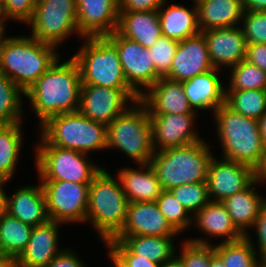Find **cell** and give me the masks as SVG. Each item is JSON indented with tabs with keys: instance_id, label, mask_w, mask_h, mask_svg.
<instances>
[{
	"instance_id": "obj_33",
	"label": "cell",
	"mask_w": 266,
	"mask_h": 267,
	"mask_svg": "<svg viewBox=\"0 0 266 267\" xmlns=\"http://www.w3.org/2000/svg\"><path fill=\"white\" fill-rule=\"evenodd\" d=\"M250 235L232 242H220L214 246L215 253L225 267H257L259 256Z\"/></svg>"
},
{
	"instance_id": "obj_9",
	"label": "cell",
	"mask_w": 266,
	"mask_h": 267,
	"mask_svg": "<svg viewBox=\"0 0 266 267\" xmlns=\"http://www.w3.org/2000/svg\"><path fill=\"white\" fill-rule=\"evenodd\" d=\"M39 138L40 144L35 148V166L39 180L91 183L102 170L99 165L88 159V154L51 146L42 137Z\"/></svg>"
},
{
	"instance_id": "obj_57",
	"label": "cell",
	"mask_w": 266,
	"mask_h": 267,
	"mask_svg": "<svg viewBox=\"0 0 266 267\" xmlns=\"http://www.w3.org/2000/svg\"><path fill=\"white\" fill-rule=\"evenodd\" d=\"M6 0H0V11L2 10Z\"/></svg>"
},
{
	"instance_id": "obj_17",
	"label": "cell",
	"mask_w": 266,
	"mask_h": 267,
	"mask_svg": "<svg viewBox=\"0 0 266 267\" xmlns=\"http://www.w3.org/2000/svg\"><path fill=\"white\" fill-rule=\"evenodd\" d=\"M214 69L202 32L179 41L170 71L164 76L183 82Z\"/></svg>"
},
{
	"instance_id": "obj_40",
	"label": "cell",
	"mask_w": 266,
	"mask_h": 267,
	"mask_svg": "<svg viewBox=\"0 0 266 267\" xmlns=\"http://www.w3.org/2000/svg\"><path fill=\"white\" fill-rule=\"evenodd\" d=\"M109 260L115 267H161L150 259L135 255L122 241L110 239L106 244Z\"/></svg>"
},
{
	"instance_id": "obj_47",
	"label": "cell",
	"mask_w": 266,
	"mask_h": 267,
	"mask_svg": "<svg viewBox=\"0 0 266 267\" xmlns=\"http://www.w3.org/2000/svg\"><path fill=\"white\" fill-rule=\"evenodd\" d=\"M245 60L266 72V43L247 44Z\"/></svg>"
},
{
	"instance_id": "obj_23",
	"label": "cell",
	"mask_w": 266,
	"mask_h": 267,
	"mask_svg": "<svg viewBox=\"0 0 266 267\" xmlns=\"http://www.w3.org/2000/svg\"><path fill=\"white\" fill-rule=\"evenodd\" d=\"M60 223L49 220L33 227L26 249L18 258V267H46L62 250L58 248Z\"/></svg>"
},
{
	"instance_id": "obj_52",
	"label": "cell",
	"mask_w": 266,
	"mask_h": 267,
	"mask_svg": "<svg viewBox=\"0 0 266 267\" xmlns=\"http://www.w3.org/2000/svg\"><path fill=\"white\" fill-rule=\"evenodd\" d=\"M6 183L8 184V182L0 179V215L4 211V206H5V194H6V192L4 191L3 187Z\"/></svg>"
},
{
	"instance_id": "obj_27",
	"label": "cell",
	"mask_w": 266,
	"mask_h": 267,
	"mask_svg": "<svg viewBox=\"0 0 266 267\" xmlns=\"http://www.w3.org/2000/svg\"><path fill=\"white\" fill-rule=\"evenodd\" d=\"M193 5L192 9H188L180 4L167 6V0H165L158 9L162 36L182 41L200 33L195 0Z\"/></svg>"
},
{
	"instance_id": "obj_4",
	"label": "cell",
	"mask_w": 266,
	"mask_h": 267,
	"mask_svg": "<svg viewBox=\"0 0 266 267\" xmlns=\"http://www.w3.org/2000/svg\"><path fill=\"white\" fill-rule=\"evenodd\" d=\"M206 143L203 139L189 145L154 153L150 164L163 190L207 181L208 168L213 155L211 147Z\"/></svg>"
},
{
	"instance_id": "obj_48",
	"label": "cell",
	"mask_w": 266,
	"mask_h": 267,
	"mask_svg": "<svg viewBox=\"0 0 266 267\" xmlns=\"http://www.w3.org/2000/svg\"><path fill=\"white\" fill-rule=\"evenodd\" d=\"M242 6L251 13L266 12V0H242Z\"/></svg>"
},
{
	"instance_id": "obj_20",
	"label": "cell",
	"mask_w": 266,
	"mask_h": 267,
	"mask_svg": "<svg viewBox=\"0 0 266 267\" xmlns=\"http://www.w3.org/2000/svg\"><path fill=\"white\" fill-rule=\"evenodd\" d=\"M140 101L149 114L197 113L189 105L182 82L166 77H161L142 93Z\"/></svg>"
},
{
	"instance_id": "obj_5",
	"label": "cell",
	"mask_w": 266,
	"mask_h": 267,
	"mask_svg": "<svg viewBox=\"0 0 266 267\" xmlns=\"http://www.w3.org/2000/svg\"><path fill=\"white\" fill-rule=\"evenodd\" d=\"M128 204L119 179L116 181L102 168L89 186L87 222H91L104 244L121 230Z\"/></svg>"
},
{
	"instance_id": "obj_53",
	"label": "cell",
	"mask_w": 266,
	"mask_h": 267,
	"mask_svg": "<svg viewBox=\"0 0 266 267\" xmlns=\"http://www.w3.org/2000/svg\"><path fill=\"white\" fill-rule=\"evenodd\" d=\"M209 267H225L222 259L215 253L210 259Z\"/></svg>"
},
{
	"instance_id": "obj_11",
	"label": "cell",
	"mask_w": 266,
	"mask_h": 267,
	"mask_svg": "<svg viewBox=\"0 0 266 267\" xmlns=\"http://www.w3.org/2000/svg\"><path fill=\"white\" fill-rule=\"evenodd\" d=\"M50 220L62 224L87 221L89 186L60 180H39Z\"/></svg>"
},
{
	"instance_id": "obj_36",
	"label": "cell",
	"mask_w": 266,
	"mask_h": 267,
	"mask_svg": "<svg viewBox=\"0 0 266 267\" xmlns=\"http://www.w3.org/2000/svg\"><path fill=\"white\" fill-rule=\"evenodd\" d=\"M229 86L226 91L265 90L266 72L247 60L231 67Z\"/></svg>"
},
{
	"instance_id": "obj_38",
	"label": "cell",
	"mask_w": 266,
	"mask_h": 267,
	"mask_svg": "<svg viewBox=\"0 0 266 267\" xmlns=\"http://www.w3.org/2000/svg\"><path fill=\"white\" fill-rule=\"evenodd\" d=\"M184 242V243H183ZM180 246V258L184 267H209L210 259L215 254L214 245L207 238H194L183 241Z\"/></svg>"
},
{
	"instance_id": "obj_55",
	"label": "cell",
	"mask_w": 266,
	"mask_h": 267,
	"mask_svg": "<svg viewBox=\"0 0 266 267\" xmlns=\"http://www.w3.org/2000/svg\"><path fill=\"white\" fill-rule=\"evenodd\" d=\"M258 176H259L261 181L266 182V162H265V165L262 168V170L258 173Z\"/></svg>"
},
{
	"instance_id": "obj_54",
	"label": "cell",
	"mask_w": 266,
	"mask_h": 267,
	"mask_svg": "<svg viewBox=\"0 0 266 267\" xmlns=\"http://www.w3.org/2000/svg\"><path fill=\"white\" fill-rule=\"evenodd\" d=\"M5 28H6V23L3 20L2 15H1V11H0V36L5 35V32H4Z\"/></svg>"
},
{
	"instance_id": "obj_51",
	"label": "cell",
	"mask_w": 266,
	"mask_h": 267,
	"mask_svg": "<svg viewBox=\"0 0 266 267\" xmlns=\"http://www.w3.org/2000/svg\"><path fill=\"white\" fill-rule=\"evenodd\" d=\"M258 125L262 136V143L266 151V113L258 120Z\"/></svg>"
},
{
	"instance_id": "obj_45",
	"label": "cell",
	"mask_w": 266,
	"mask_h": 267,
	"mask_svg": "<svg viewBox=\"0 0 266 267\" xmlns=\"http://www.w3.org/2000/svg\"><path fill=\"white\" fill-rule=\"evenodd\" d=\"M71 248L62 249V251L56 255L46 267H86L77 253Z\"/></svg>"
},
{
	"instance_id": "obj_31",
	"label": "cell",
	"mask_w": 266,
	"mask_h": 267,
	"mask_svg": "<svg viewBox=\"0 0 266 267\" xmlns=\"http://www.w3.org/2000/svg\"><path fill=\"white\" fill-rule=\"evenodd\" d=\"M33 227L3 211L0 215V254L19 258L26 249Z\"/></svg>"
},
{
	"instance_id": "obj_28",
	"label": "cell",
	"mask_w": 266,
	"mask_h": 267,
	"mask_svg": "<svg viewBox=\"0 0 266 267\" xmlns=\"http://www.w3.org/2000/svg\"><path fill=\"white\" fill-rule=\"evenodd\" d=\"M200 31L228 28L241 23L242 0H195Z\"/></svg>"
},
{
	"instance_id": "obj_2",
	"label": "cell",
	"mask_w": 266,
	"mask_h": 267,
	"mask_svg": "<svg viewBox=\"0 0 266 267\" xmlns=\"http://www.w3.org/2000/svg\"><path fill=\"white\" fill-rule=\"evenodd\" d=\"M56 50L29 35H4L0 38V73L25 93L59 59Z\"/></svg>"
},
{
	"instance_id": "obj_32",
	"label": "cell",
	"mask_w": 266,
	"mask_h": 267,
	"mask_svg": "<svg viewBox=\"0 0 266 267\" xmlns=\"http://www.w3.org/2000/svg\"><path fill=\"white\" fill-rule=\"evenodd\" d=\"M21 124H0V179L6 182L12 180L21 155Z\"/></svg>"
},
{
	"instance_id": "obj_24",
	"label": "cell",
	"mask_w": 266,
	"mask_h": 267,
	"mask_svg": "<svg viewBox=\"0 0 266 267\" xmlns=\"http://www.w3.org/2000/svg\"><path fill=\"white\" fill-rule=\"evenodd\" d=\"M138 165L139 169H120L117 179L129 203L156 201L163 191L156 172L150 163Z\"/></svg>"
},
{
	"instance_id": "obj_25",
	"label": "cell",
	"mask_w": 266,
	"mask_h": 267,
	"mask_svg": "<svg viewBox=\"0 0 266 267\" xmlns=\"http://www.w3.org/2000/svg\"><path fill=\"white\" fill-rule=\"evenodd\" d=\"M259 183L263 184L258 176L246 189L222 201L234 225L244 236L248 235L247 228L253 229L260 210L266 202V198L255 191V186Z\"/></svg>"
},
{
	"instance_id": "obj_39",
	"label": "cell",
	"mask_w": 266,
	"mask_h": 267,
	"mask_svg": "<svg viewBox=\"0 0 266 267\" xmlns=\"http://www.w3.org/2000/svg\"><path fill=\"white\" fill-rule=\"evenodd\" d=\"M169 191L192 216L210 201L206 181L183 184L176 186Z\"/></svg>"
},
{
	"instance_id": "obj_14",
	"label": "cell",
	"mask_w": 266,
	"mask_h": 267,
	"mask_svg": "<svg viewBox=\"0 0 266 267\" xmlns=\"http://www.w3.org/2000/svg\"><path fill=\"white\" fill-rule=\"evenodd\" d=\"M257 177L258 172L248 165L213 156L206 181L209 199L222 202L246 189Z\"/></svg>"
},
{
	"instance_id": "obj_35",
	"label": "cell",
	"mask_w": 266,
	"mask_h": 267,
	"mask_svg": "<svg viewBox=\"0 0 266 267\" xmlns=\"http://www.w3.org/2000/svg\"><path fill=\"white\" fill-rule=\"evenodd\" d=\"M22 95L24 92L0 73V124L22 123Z\"/></svg>"
},
{
	"instance_id": "obj_8",
	"label": "cell",
	"mask_w": 266,
	"mask_h": 267,
	"mask_svg": "<svg viewBox=\"0 0 266 267\" xmlns=\"http://www.w3.org/2000/svg\"><path fill=\"white\" fill-rule=\"evenodd\" d=\"M72 56L77 62L82 85L133 89L124 76L116 46L106 37H88Z\"/></svg>"
},
{
	"instance_id": "obj_30",
	"label": "cell",
	"mask_w": 266,
	"mask_h": 267,
	"mask_svg": "<svg viewBox=\"0 0 266 267\" xmlns=\"http://www.w3.org/2000/svg\"><path fill=\"white\" fill-rule=\"evenodd\" d=\"M175 237L177 238V236L119 235L116 240L122 241L135 255L162 264L176 253L173 242Z\"/></svg>"
},
{
	"instance_id": "obj_12",
	"label": "cell",
	"mask_w": 266,
	"mask_h": 267,
	"mask_svg": "<svg viewBox=\"0 0 266 267\" xmlns=\"http://www.w3.org/2000/svg\"><path fill=\"white\" fill-rule=\"evenodd\" d=\"M106 37L118 50L127 83L140 96L162 77L156 71L154 60L147 48L137 41L122 36L117 30Z\"/></svg>"
},
{
	"instance_id": "obj_18",
	"label": "cell",
	"mask_w": 266,
	"mask_h": 267,
	"mask_svg": "<svg viewBox=\"0 0 266 267\" xmlns=\"http://www.w3.org/2000/svg\"><path fill=\"white\" fill-rule=\"evenodd\" d=\"M202 33L214 68H230L246 59L247 42L240 25Z\"/></svg>"
},
{
	"instance_id": "obj_44",
	"label": "cell",
	"mask_w": 266,
	"mask_h": 267,
	"mask_svg": "<svg viewBox=\"0 0 266 267\" xmlns=\"http://www.w3.org/2000/svg\"><path fill=\"white\" fill-rule=\"evenodd\" d=\"M165 0H118L119 11H155Z\"/></svg>"
},
{
	"instance_id": "obj_43",
	"label": "cell",
	"mask_w": 266,
	"mask_h": 267,
	"mask_svg": "<svg viewBox=\"0 0 266 267\" xmlns=\"http://www.w3.org/2000/svg\"><path fill=\"white\" fill-rule=\"evenodd\" d=\"M34 0H6L1 10L3 20H14L26 24L33 16Z\"/></svg>"
},
{
	"instance_id": "obj_3",
	"label": "cell",
	"mask_w": 266,
	"mask_h": 267,
	"mask_svg": "<svg viewBox=\"0 0 266 267\" xmlns=\"http://www.w3.org/2000/svg\"><path fill=\"white\" fill-rule=\"evenodd\" d=\"M212 114L222 158L248 165L259 173L266 162V151L258 121L234 112L226 104Z\"/></svg>"
},
{
	"instance_id": "obj_58",
	"label": "cell",
	"mask_w": 266,
	"mask_h": 267,
	"mask_svg": "<svg viewBox=\"0 0 266 267\" xmlns=\"http://www.w3.org/2000/svg\"><path fill=\"white\" fill-rule=\"evenodd\" d=\"M35 1V3H38V2H40V1H42V0H34Z\"/></svg>"
},
{
	"instance_id": "obj_7",
	"label": "cell",
	"mask_w": 266,
	"mask_h": 267,
	"mask_svg": "<svg viewBox=\"0 0 266 267\" xmlns=\"http://www.w3.org/2000/svg\"><path fill=\"white\" fill-rule=\"evenodd\" d=\"M116 148L137 164H147L155 153L152 124L146 106L135 101L107 125V149Z\"/></svg>"
},
{
	"instance_id": "obj_13",
	"label": "cell",
	"mask_w": 266,
	"mask_h": 267,
	"mask_svg": "<svg viewBox=\"0 0 266 267\" xmlns=\"http://www.w3.org/2000/svg\"><path fill=\"white\" fill-rule=\"evenodd\" d=\"M140 100L134 89L81 85L79 111L87 118L108 125L130 104Z\"/></svg>"
},
{
	"instance_id": "obj_41",
	"label": "cell",
	"mask_w": 266,
	"mask_h": 267,
	"mask_svg": "<svg viewBox=\"0 0 266 267\" xmlns=\"http://www.w3.org/2000/svg\"><path fill=\"white\" fill-rule=\"evenodd\" d=\"M179 41L161 36L148 50L154 60L156 71L164 77L171 69Z\"/></svg>"
},
{
	"instance_id": "obj_56",
	"label": "cell",
	"mask_w": 266,
	"mask_h": 267,
	"mask_svg": "<svg viewBox=\"0 0 266 267\" xmlns=\"http://www.w3.org/2000/svg\"><path fill=\"white\" fill-rule=\"evenodd\" d=\"M257 267H266V256L259 257Z\"/></svg>"
},
{
	"instance_id": "obj_46",
	"label": "cell",
	"mask_w": 266,
	"mask_h": 267,
	"mask_svg": "<svg viewBox=\"0 0 266 267\" xmlns=\"http://www.w3.org/2000/svg\"><path fill=\"white\" fill-rule=\"evenodd\" d=\"M256 229V236L257 238V242L256 243L258 246L254 248H258V256L262 257V256H266V202L263 204L259 216L256 219L255 225L253 227V229Z\"/></svg>"
},
{
	"instance_id": "obj_1",
	"label": "cell",
	"mask_w": 266,
	"mask_h": 267,
	"mask_svg": "<svg viewBox=\"0 0 266 267\" xmlns=\"http://www.w3.org/2000/svg\"><path fill=\"white\" fill-rule=\"evenodd\" d=\"M81 74L77 62L70 57L58 59L25 92L39 120V125L54 115L79 111Z\"/></svg>"
},
{
	"instance_id": "obj_42",
	"label": "cell",
	"mask_w": 266,
	"mask_h": 267,
	"mask_svg": "<svg viewBox=\"0 0 266 267\" xmlns=\"http://www.w3.org/2000/svg\"><path fill=\"white\" fill-rule=\"evenodd\" d=\"M241 21L247 44L266 43V12L244 11Z\"/></svg>"
},
{
	"instance_id": "obj_37",
	"label": "cell",
	"mask_w": 266,
	"mask_h": 267,
	"mask_svg": "<svg viewBox=\"0 0 266 267\" xmlns=\"http://www.w3.org/2000/svg\"><path fill=\"white\" fill-rule=\"evenodd\" d=\"M155 202L178 235L193 223V216L169 190H163Z\"/></svg>"
},
{
	"instance_id": "obj_49",
	"label": "cell",
	"mask_w": 266,
	"mask_h": 267,
	"mask_svg": "<svg viewBox=\"0 0 266 267\" xmlns=\"http://www.w3.org/2000/svg\"><path fill=\"white\" fill-rule=\"evenodd\" d=\"M0 267H18V258L0 254Z\"/></svg>"
},
{
	"instance_id": "obj_6",
	"label": "cell",
	"mask_w": 266,
	"mask_h": 267,
	"mask_svg": "<svg viewBox=\"0 0 266 267\" xmlns=\"http://www.w3.org/2000/svg\"><path fill=\"white\" fill-rule=\"evenodd\" d=\"M40 136L51 146L88 154L107 149V125L80 111L54 115L40 125Z\"/></svg>"
},
{
	"instance_id": "obj_29",
	"label": "cell",
	"mask_w": 266,
	"mask_h": 267,
	"mask_svg": "<svg viewBox=\"0 0 266 267\" xmlns=\"http://www.w3.org/2000/svg\"><path fill=\"white\" fill-rule=\"evenodd\" d=\"M193 222L205 235L224 237L222 242H232L244 237L220 201L210 200L193 216Z\"/></svg>"
},
{
	"instance_id": "obj_10",
	"label": "cell",
	"mask_w": 266,
	"mask_h": 267,
	"mask_svg": "<svg viewBox=\"0 0 266 267\" xmlns=\"http://www.w3.org/2000/svg\"><path fill=\"white\" fill-rule=\"evenodd\" d=\"M26 24L31 26V37L57 47L71 34H79L77 0H42Z\"/></svg>"
},
{
	"instance_id": "obj_34",
	"label": "cell",
	"mask_w": 266,
	"mask_h": 267,
	"mask_svg": "<svg viewBox=\"0 0 266 267\" xmlns=\"http://www.w3.org/2000/svg\"><path fill=\"white\" fill-rule=\"evenodd\" d=\"M225 104L234 112L258 121L266 113V90L226 91Z\"/></svg>"
},
{
	"instance_id": "obj_22",
	"label": "cell",
	"mask_w": 266,
	"mask_h": 267,
	"mask_svg": "<svg viewBox=\"0 0 266 267\" xmlns=\"http://www.w3.org/2000/svg\"><path fill=\"white\" fill-rule=\"evenodd\" d=\"M214 68L182 82L190 107L193 111L213 110L225 104L226 87H223L218 71Z\"/></svg>"
},
{
	"instance_id": "obj_50",
	"label": "cell",
	"mask_w": 266,
	"mask_h": 267,
	"mask_svg": "<svg viewBox=\"0 0 266 267\" xmlns=\"http://www.w3.org/2000/svg\"><path fill=\"white\" fill-rule=\"evenodd\" d=\"M175 255L162 263L161 267H184L180 256Z\"/></svg>"
},
{
	"instance_id": "obj_19",
	"label": "cell",
	"mask_w": 266,
	"mask_h": 267,
	"mask_svg": "<svg viewBox=\"0 0 266 267\" xmlns=\"http://www.w3.org/2000/svg\"><path fill=\"white\" fill-rule=\"evenodd\" d=\"M178 233L167 222L155 201L128 204L126 218L119 235L176 236Z\"/></svg>"
},
{
	"instance_id": "obj_26",
	"label": "cell",
	"mask_w": 266,
	"mask_h": 267,
	"mask_svg": "<svg viewBox=\"0 0 266 267\" xmlns=\"http://www.w3.org/2000/svg\"><path fill=\"white\" fill-rule=\"evenodd\" d=\"M117 31L144 48H150L162 36L158 10L119 11Z\"/></svg>"
},
{
	"instance_id": "obj_15",
	"label": "cell",
	"mask_w": 266,
	"mask_h": 267,
	"mask_svg": "<svg viewBox=\"0 0 266 267\" xmlns=\"http://www.w3.org/2000/svg\"><path fill=\"white\" fill-rule=\"evenodd\" d=\"M197 113L149 114L155 152L180 147L202 140L193 129Z\"/></svg>"
},
{
	"instance_id": "obj_16",
	"label": "cell",
	"mask_w": 266,
	"mask_h": 267,
	"mask_svg": "<svg viewBox=\"0 0 266 267\" xmlns=\"http://www.w3.org/2000/svg\"><path fill=\"white\" fill-rule=\"evenodd\" d=\"M118 0H77L79 37L108 36L117 30Z\"/></svg>"
},
{
	"instance_id": "obj_21",
	"label": "cell",
	"mask_w": 266,
	"mask_h": 267,
	"mask_svg": "<svg viewBox=\"0 0 266 267\" xmlns=\"http://www.w3.org/2000/svg\"><path fill=\"white\" fill-rule=\"evenodd\" d=\"M4 211L32 227L50 220L41 183L37 186H23L11 196L5 194Z\"/></svg>"
}]
</instances>
